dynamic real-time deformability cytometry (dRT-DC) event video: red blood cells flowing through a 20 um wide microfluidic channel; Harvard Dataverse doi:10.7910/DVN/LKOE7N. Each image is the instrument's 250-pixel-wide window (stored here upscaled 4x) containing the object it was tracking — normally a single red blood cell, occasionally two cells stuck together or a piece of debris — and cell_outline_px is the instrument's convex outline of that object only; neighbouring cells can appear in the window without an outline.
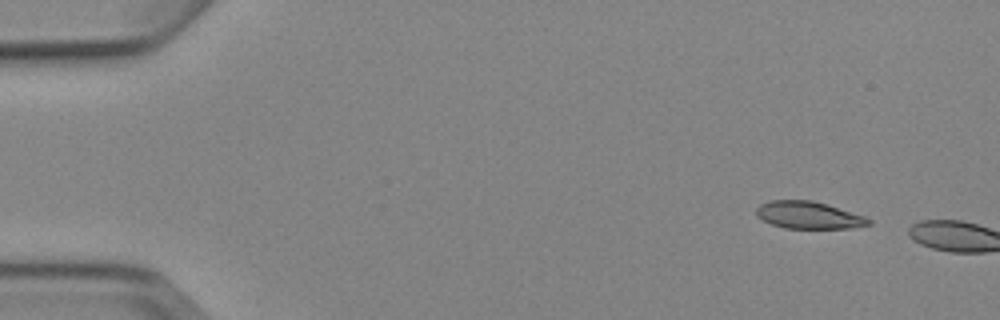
{"species": "Egyptian fruit bat (a non-hibernating species)", "species_latin": "Rousettus aegyptiacus", "temperature_condition": "cold", "stored_images_in_passage": 2, "camera_frame_rate_fps": 3000, "um_per_image_px": 0.085, "animal": {"sex": "female"}, "frame": {"image": 1, "passage_image": 1, "time_ms": 0.0, "image_size_px": [1000, 320], "cell_outline_px": [[872, 224], [852, 228], [784, 228], [772, 224], [756, 216], [756, 208], [760, 204], [772, 200], [812, 200], [864, 216], [872, 220]], "centroid_in_image_um": [68.72, 18.29], "position_along_channel_um": 16.3, "area_um2": 17.69}}